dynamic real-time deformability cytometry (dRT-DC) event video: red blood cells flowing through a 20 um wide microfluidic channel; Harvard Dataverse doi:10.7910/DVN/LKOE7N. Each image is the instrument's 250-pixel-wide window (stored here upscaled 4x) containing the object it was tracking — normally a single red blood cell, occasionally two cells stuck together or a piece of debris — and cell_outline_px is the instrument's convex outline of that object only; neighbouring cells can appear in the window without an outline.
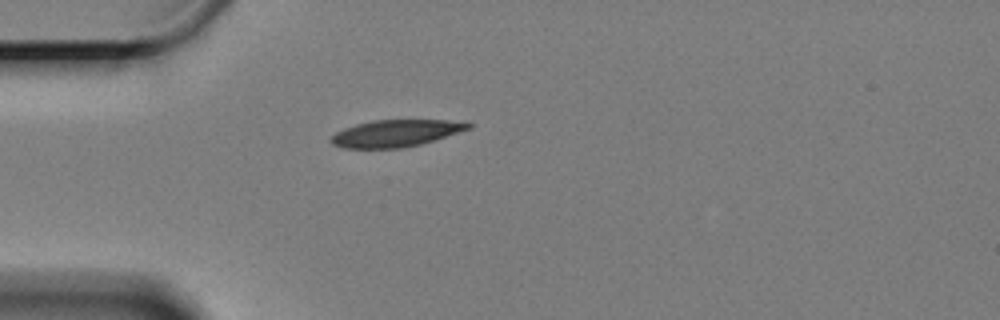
{"species": "Egyptian fruit bat (a non-hibernating species)", "species_latin": "Rousettus aegyptiacus", "temperature_condition": "cold", "stored_images_in_passage": 38, "camera_frame_rate_fps": 3000, "um_per_image_px": 0.085, "animal": {"sex": "female"}, "frame": {"image": 1, "passage_image": 1, "time_ms": 0.0, "image_size_px": [1000, 320], "cell_outline_px": [[472, 128], [420, 144], [400, 148], [344, 148], [332, 144], [332, 136], [336, 132], [344, 128], [356, 124], [372, 120], [448, 120], [472, 124]], "centroid_in_image_um": [33.62, 11.32], "position_along_channel_um": 51.4, "area_um2": 21.27}}
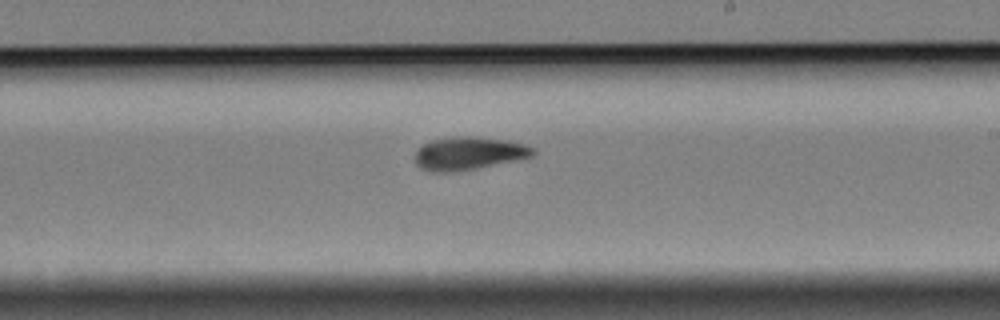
{"frame": {"image": 2, "passage_image": 20, "time_ms": 6.333, "image_size_px": [1000, 320], "cell_outline_px": [[536, 152], [532, 156], [476, 168], [456, 172], [432, 172], [420, 168], [412, 160], [416, 152], [424, 144], [432, 140], [456, 136], [472, 136], [508, 140], [536, 148]], "centroid_in_image_um": [39.8, 13.04], "position_along_channel_um": 249.2, "area_um2": 22.66}}
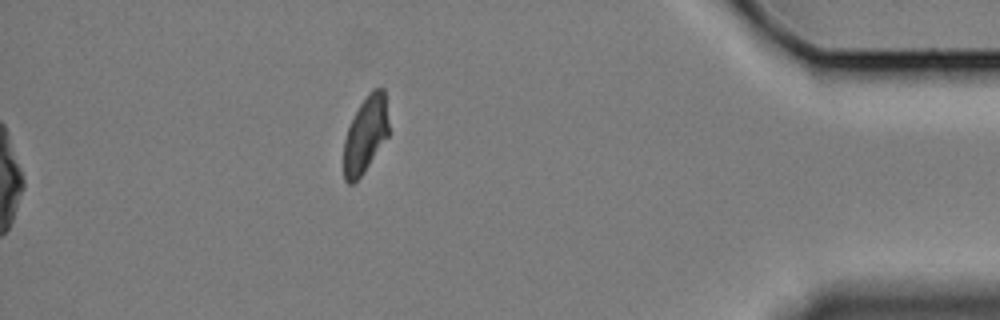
{"frame": {"image": 3, "passage_image": 38, "time_ms": 12.333, "image_size_px": [1000, 320], "cell_outline_px": [[388, 136], [364, 172], [352, 184], [348, 184], [344, 180], [344, 140], [348, 128], [360, 104], [368, 92], [372, 88], [384, 88], [388, 124]], "centroid_in_image_um": [31.06, 11.44], "position_along_channel_um": 404.1, "area_um2": 19.83}, "authors_computed_cell_mechanics": {"area_um2": 22.0796, "velocity_mm_per_s": 3.2832, "shape_relaxation_time_tau1_ms": 6.8557, "shape_relaxation_time_tau2_ms": 6.2497, "deformation_change_tau1": 0.1514, "deformation_change_tau2": 0.093}}